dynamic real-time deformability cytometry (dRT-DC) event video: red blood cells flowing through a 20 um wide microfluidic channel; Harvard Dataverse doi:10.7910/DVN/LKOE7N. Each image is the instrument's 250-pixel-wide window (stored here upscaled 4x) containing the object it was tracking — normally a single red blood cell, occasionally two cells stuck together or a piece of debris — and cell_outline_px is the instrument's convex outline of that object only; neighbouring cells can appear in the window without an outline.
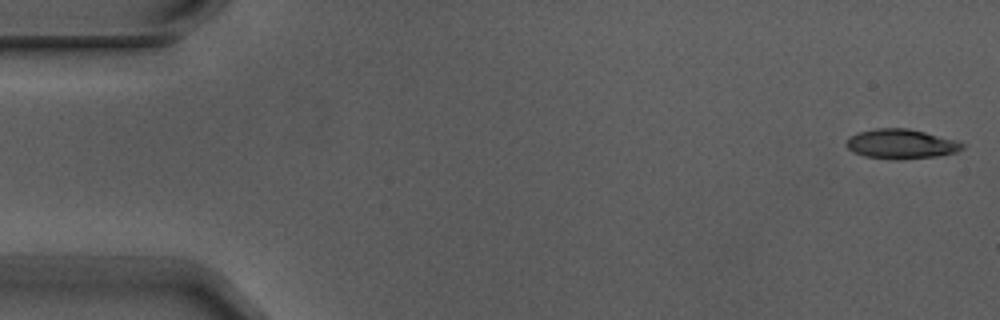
{"species": "Egyptian fruit bat (a non-hibernating species)", "species_latin": "Rousettus aegyptiacus", "temperature_condition": "warm", "stored_images_in_passage": 5, "camera_frame_rate_fps": 3000, "um_per_image_px": 0.085, "animal": {"sex": "male"}, "frame": {"image": 1, "passage_image": 1, "time_ms": 0.0, "image_size_px": [1000, 320], "cell_outline_px": [[964, 148], [956, 152], [940, 156], [900, 160], [896, 160], [864, 156], [852, 152], [844, 144], [844, 140], [848, 136], [856, 132], [876, 128], [908, 128], [960, 140], [964, 144]], "centroid_in_image_um": [76.58, 12.23], "position_along_channel_um": 8.4, "area_um2": 20.63}}
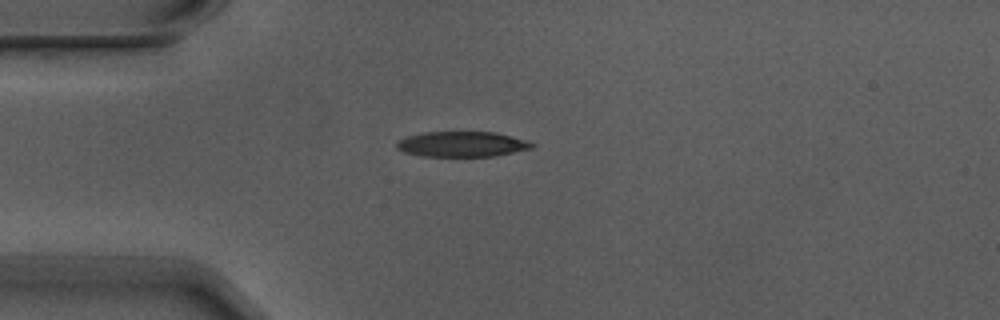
{"frame": {"image": 2, "passage_image": 4, "time_ms": 1.0, "image_size_px": [1000, 320], "cell_outline_px": [[536, 144], [532, 148], [496, 156], [420, 156], [404, 152], [396, 148], [396, 144], [400, 140], [408, 136], [424, 132], [496, 132], [524, 140]], "centroid_in_image_um": [39.26, 12.26], "position_along_channel_um": 45.7, "area_um2": 19.83}}